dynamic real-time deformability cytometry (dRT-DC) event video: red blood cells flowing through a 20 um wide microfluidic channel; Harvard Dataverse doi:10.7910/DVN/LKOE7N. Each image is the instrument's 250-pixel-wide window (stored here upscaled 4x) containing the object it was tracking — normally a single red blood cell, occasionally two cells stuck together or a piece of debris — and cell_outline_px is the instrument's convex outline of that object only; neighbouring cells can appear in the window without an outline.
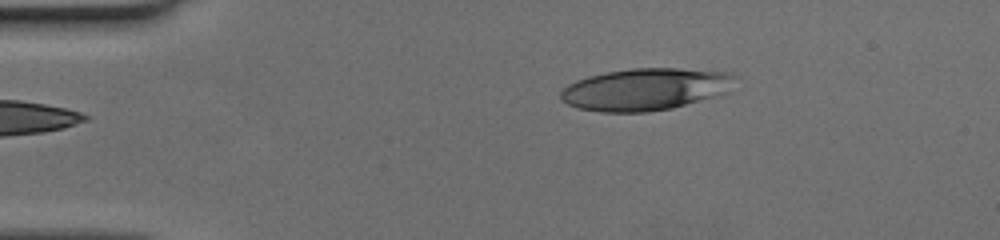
{"species": "human", "species_latin": "Homo sapiens", "temperature_condition": "cold", "stored_images_in_passage": 10, "camera_frame_rate_fps": 3000, "um_per_image_px": 0.085, "donor": {"sex": "female"}, "frame": {"image": 1, "passage_image": 1, "time_ms": 0.0, "image_size_px": [1000, 240], "cell_outline_px": [[736, 76], [732, 92], [672, 108], [648, 112], [600, 112], [576, 108], [560, 100], [560, 92], [568, 84], [576, 80], [588, 76], [608, 72], [632, 68], [676, 68], [732, 72]], "centroid_in_image_um": [54.9, 7.59], "position_along_channel_um": 30.1, "area_um2": 43.29}}
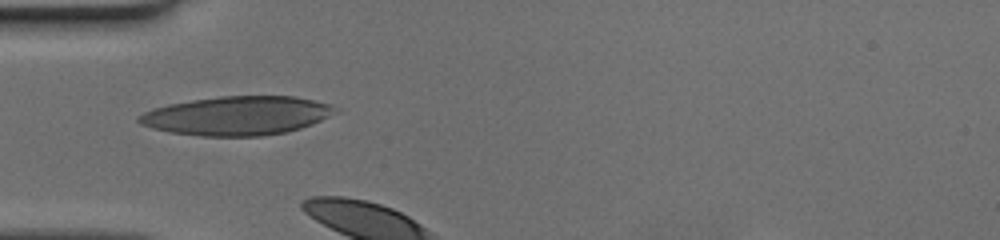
{"frame": {"image": 2, "passage_image": 8, "time_ms": 2.333, "image_size_px": [1000, 240], "cell_outline_px": [[336, 108], [328, 116], [312, 124], [288, 132], [264, 136], [200, 136], [168, 132], [152, 128], [140, 124], [136, 120], [136, 116], [152, 108], [168, 104], [192, 100], [220, 96], [296, 96], [332, 104]], "centroid_in_image_um": [20.1, 9.84], "position_along_channel_um": 64.9, "area_um2": 44.62}}